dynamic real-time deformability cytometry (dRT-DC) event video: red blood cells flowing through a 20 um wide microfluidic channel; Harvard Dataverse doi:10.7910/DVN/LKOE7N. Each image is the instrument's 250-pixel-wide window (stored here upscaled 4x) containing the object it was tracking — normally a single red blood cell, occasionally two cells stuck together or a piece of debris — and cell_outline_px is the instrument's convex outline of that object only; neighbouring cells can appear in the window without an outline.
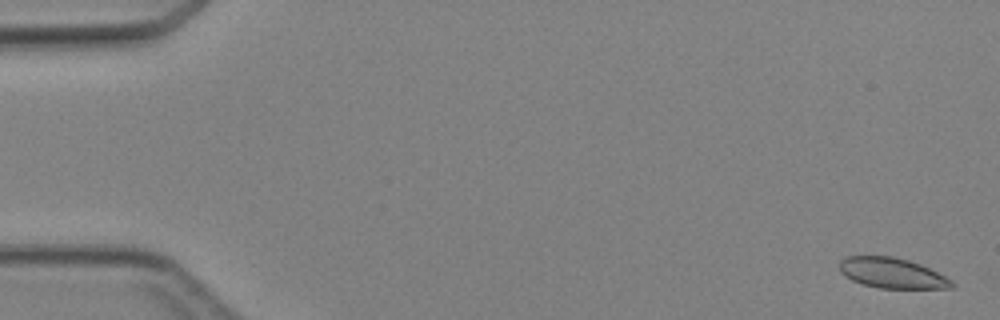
{"species": "Egyptian fruit bat (a non-hibernating species)", "species_latin": "Rousettus aegyptiacus", "temperature_condition": "cold", "stored_images_in_passage": 3, "camera_frame_rate_fps": 3000, "um_per_image_px": 0.085, "animal": {"sex": "female"}, "frame": {"image": 1, "passage_image": 1, "time_ms": 0.0, "image_size_px": [1000, 320], "cell_outline_px": [[956, 284], [952, 288], [880, 288], [864, 284], [852, 280], [844, 276], [840, 272], [840, 260], [844, 256], [892, 256], [908, 260], [920, 264], [952, 280]], "centroid_in_image_um": [75.8, 23.2], "position_along_channel_um": 9.2, "area_um2": 19.77}}